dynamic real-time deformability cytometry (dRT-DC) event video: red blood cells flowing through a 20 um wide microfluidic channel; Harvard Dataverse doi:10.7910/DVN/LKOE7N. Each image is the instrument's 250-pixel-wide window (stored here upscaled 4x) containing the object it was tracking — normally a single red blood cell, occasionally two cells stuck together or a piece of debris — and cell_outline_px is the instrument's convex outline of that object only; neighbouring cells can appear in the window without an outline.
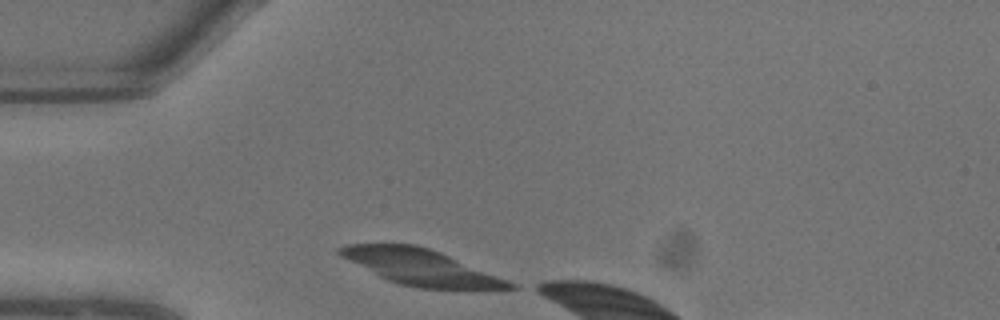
{"species": "common noctule bat (a hibernating species)", "species_latin": "Nyctalus noctula", "temperature_condition": "warm", "stored_images_in_passage": 3, "camera_frame_rate_fps": 3000, "um_per_image_px": 0.085, "animal": {"sex": "male", "body_mass_g": 13.3}, "frame": {"image": 1, "passage_image": 1, "time_ms": 0.0, "image_size_px": [1000, 320], "cell_outline_px": [[520, 288], [416, 288], [400, 284], [388, 280], [380, 276], [336, 252], [336, 248], [348, 244], [416, 244], [440, 252], [508, 280], [516, 284]], "centroid_in_image_um": [35.77, 22.7], "position_along_channel_um": 49.2, "area_um2": 34.45}}